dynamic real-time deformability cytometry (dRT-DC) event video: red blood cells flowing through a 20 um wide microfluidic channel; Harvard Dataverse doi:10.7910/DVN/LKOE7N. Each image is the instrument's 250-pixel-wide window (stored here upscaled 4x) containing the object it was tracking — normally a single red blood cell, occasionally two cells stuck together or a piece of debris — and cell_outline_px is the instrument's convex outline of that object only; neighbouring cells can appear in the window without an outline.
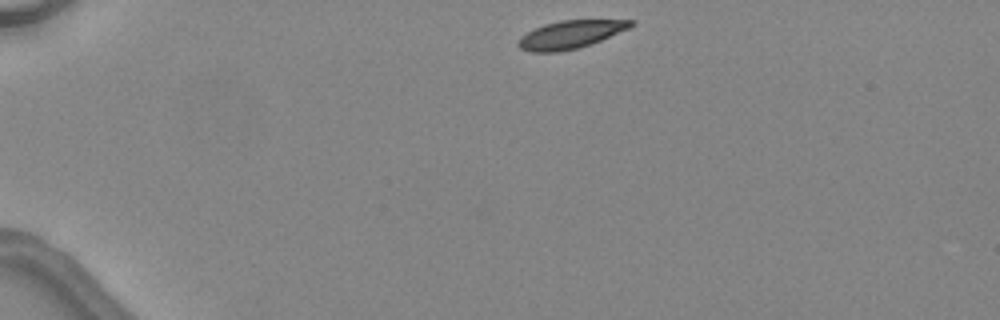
{"species": "common noctule bat (a hibernating species)", "species_latin": "Nyctalus noctula", "temperature_condition": "warm", "stored_images_in_passage": 2, "camera_frame_rate_fps": 3000, "um_per_image_px": 0.085, "animal": {"sex": "female", "body_mass_g": 24.6, "forearm_length_mm": 56.2}, "frame": {"image": 1, "passage_image": 1, "time_ms": 0.0, "image_size_px": [1000, 320], "cell_outline_px": [[636, 24], [628, 28], [600, 40], [580, 48], [560, 52], [528, 52], [520, 48], [516, 44], [520, 36], [544, 24], [560, 20], [636, 20]], "centroid_in_image_um": [48.45, 2.94], "position_along_channel_um": 36.5, "area_um2": 18.32}}